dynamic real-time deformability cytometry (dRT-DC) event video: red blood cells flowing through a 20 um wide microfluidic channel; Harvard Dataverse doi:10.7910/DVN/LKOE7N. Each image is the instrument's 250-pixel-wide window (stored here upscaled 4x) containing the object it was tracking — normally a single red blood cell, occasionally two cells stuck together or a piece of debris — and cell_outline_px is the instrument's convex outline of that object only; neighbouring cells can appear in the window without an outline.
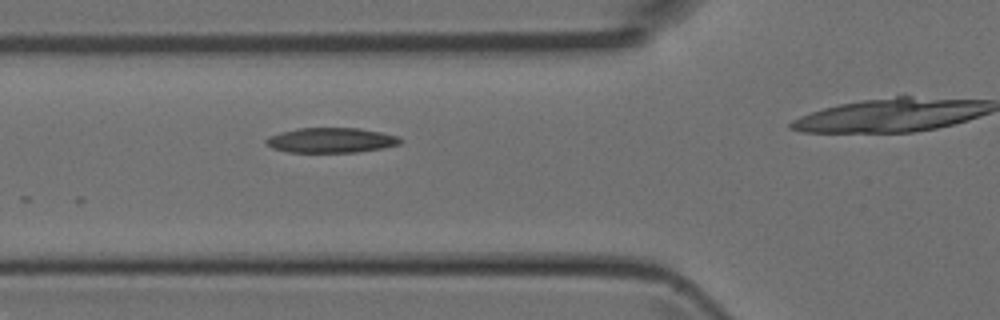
{"species": "Egyptian fruit bat (a non-hibernating species)", "species_latin": "Rousettus aegyptiacus", "temperature_condition": "room temperature", "stored_images_in_passage": 18, "camera_frame_rate_fps": 3000, "um_per_image_px": 0.085, "animal": {"sex": "female"}, "frame": {"image": 1, "passage_image": 12, "time_ms": 3.667, "image_size_px": [1000, 320], "cell_outline_px": [[404, 140], [400, 144], [380, 148], [356, 152], [288, 152], [272, 148], [264, 144], [264, 140], [268, 136], [280, 132], [296, 128], [360, 128], [380, 132], [396, 136]], "centroid_in_image_um": [28.08, 11.91], "position_along_channel_um": 97.7, "area_um2": 19.59}}
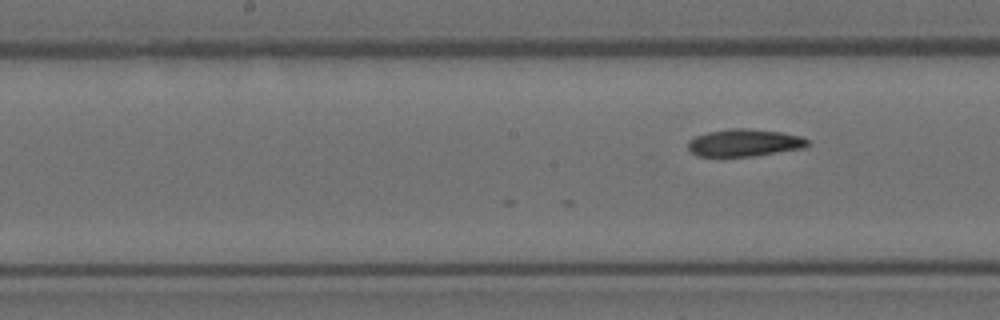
{"frame": {"image": 2, "passage_image": 18, "time_ms": 5.667, "image_size_px": [1000, 320], "cell_outline_px": [[808, 144], [804, 148], [752, 156], [696, 156], [688, 148], [688, 140], [696, 136], [708, 132], [732, 128], [748, 128], [780, 132], [800, 136], [808, 140]], "centroid_in_image_um": [63.25, 12.13], "position_along_channel_um": 185.0, "area_um2": 18.9}}